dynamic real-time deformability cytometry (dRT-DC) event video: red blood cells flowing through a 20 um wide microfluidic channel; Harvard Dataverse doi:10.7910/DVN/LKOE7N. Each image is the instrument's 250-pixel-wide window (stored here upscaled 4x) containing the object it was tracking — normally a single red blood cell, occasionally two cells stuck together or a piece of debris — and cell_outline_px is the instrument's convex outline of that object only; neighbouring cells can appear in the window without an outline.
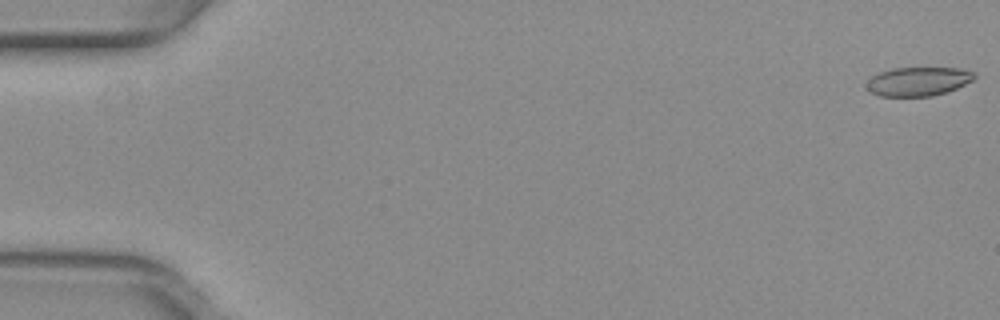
{"species": "common noctule bat (a hibernating species)", "species_latin": "Nyctalus noctula", "temperature_condition": "warm", "stored_images_in_passage": 17, "camera_frame_rate_fps": 3000, "um_per_image_px": 0.085, "animal": {"sex": "female", "body_mass_g": 29.2, "forearm_length_mm": 56.3}, "frame": {"image": 1, "passage_image": 1, "time_ms": 0.0, "image_size_px": [1000, 320], "cell_outline_px": [[976, 76], [972, 80], [956, 88], [932, 96], [880, 96], [872, 92], [868, 88], [868, 80], [872, 76], [880, 72], [892, 68], [956, 68], [976, 72]], "centroid_in_image_um": [78.06, 6.91], "position_along_channel_um": 6.9, "area_um2": 17.86}}